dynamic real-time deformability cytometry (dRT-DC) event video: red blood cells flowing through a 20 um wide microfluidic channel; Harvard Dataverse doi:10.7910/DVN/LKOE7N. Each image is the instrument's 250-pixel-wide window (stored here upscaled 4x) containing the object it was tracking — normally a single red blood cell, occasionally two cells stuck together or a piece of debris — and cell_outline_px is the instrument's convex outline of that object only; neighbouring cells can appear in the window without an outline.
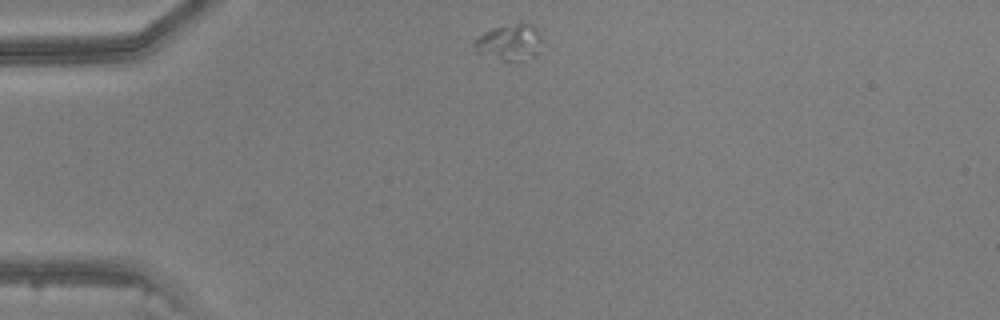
{"species": "common noctule bat (a hibernating species)", "species_latin": "Nyctalus noctula", "temperature_condition": "warm", "stored_images_in_passage": 38, "camera_frame_rate_fps": 3000, "um_per_image_px": 0.085, "animal": {"sex": "male", "body_mass_g": 20.5, "forearm_length_mm": 52.5}, "frame": {"image": 1, "passage_image": 1, "time_ms": 0.0, "image_size_px": [1000, 320], "cell_outline_px": [[540, 40], [536, 56], [520, 64], [500, 60], [476, 52], [472, 44], [472, 40], [484, 32], [492, 28], [520, 20], [532, 24], [540, 32]], "centroid_in_image_um": [43.3, 3.59], "position_along_channel_um": 41.7, "area_um2": 15.14}}
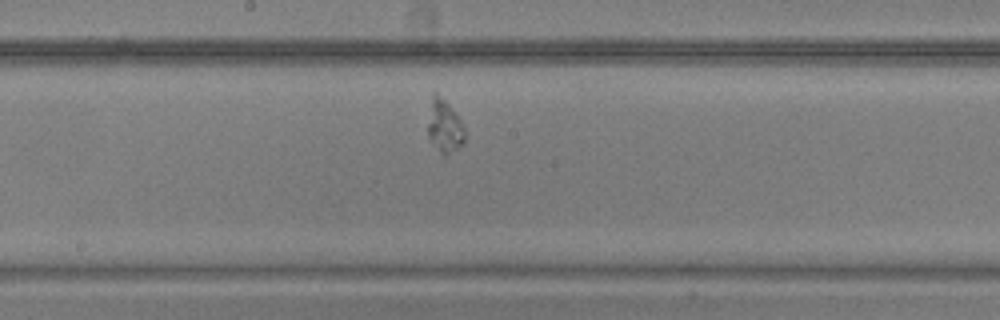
{"frame": {"image": 2, "passage_image": 16, "time_ms": 5.0, "image_size_px": [1000, 320], "cell_outline_px": [[464, 144], [448, 156], [444, 156], [440, 152], [428, 136], [428, 124], [432, 92], [436, 92], [452, 108], [460, 120], [464, 128]], "centroid_in_image_um": [37.79, 10.75], "position_along_channel_um": 210.4, "area_um2": 11.27}}
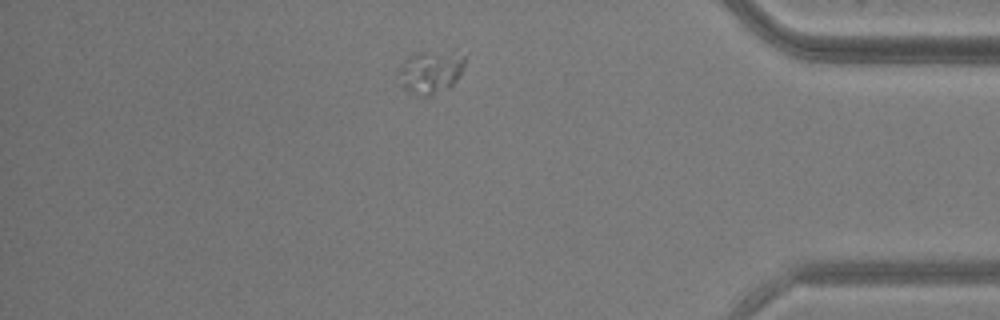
{"frame": {"image": 3, "passage_image": 32, "time_ms": 10.333, "image_size_px": [1000, 320], "cell_outline_px": [[464, 64], [460, 76], [448, 88], [428, 96], [416, 96], [408, 92], [400, 84], [396, 76], [396, 72], [400, 64], [412, 52], [424, 52], [464, 56]], "centroid_in_image_um": [36.47, 6.16], "position_along_channel_um": 398.7, "area_um2": 16.47}}